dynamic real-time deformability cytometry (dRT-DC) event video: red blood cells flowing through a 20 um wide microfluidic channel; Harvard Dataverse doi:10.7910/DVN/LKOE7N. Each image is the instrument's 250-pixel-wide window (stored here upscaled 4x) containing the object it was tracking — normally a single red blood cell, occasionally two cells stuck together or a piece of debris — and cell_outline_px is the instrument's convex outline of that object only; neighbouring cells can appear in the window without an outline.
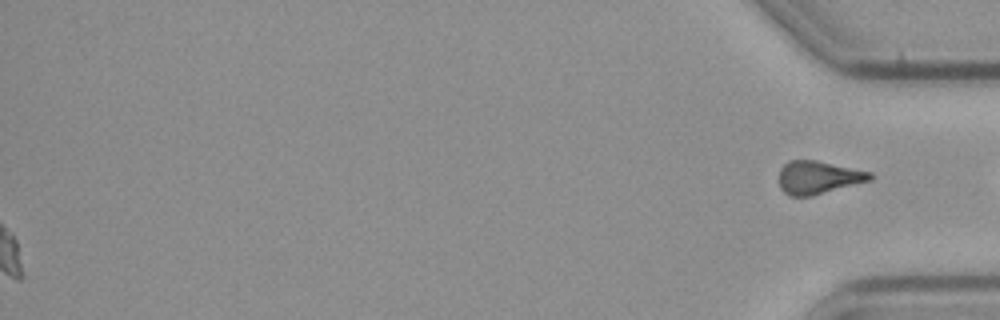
{"species": "common noctule bat (a hibernating species)", "species_latin": "Nyctalus noctula", "temperature_condition": "cold", "stored_images_in_passage": 59, "segment_of_instrument_passage": [2, 2], "camera_frame_rate_fps": 3000, "um_per_image_px": 0.085, "animal": {"sex": "male", "body_mass_g": 23.1, "forearm_length_mm": 52.7}, "frame": {"image": 1, "passage_image": 59, "time_ms": 19.333, "image_size_px": [1000, 320], "cell_outline_px": [[872, 180], [812, 196], [792, 196], [784, 192], [780, 188], [780, 168], [788, 160], [816, 160], [872, 172]], "centroid_in_image_um": [69.56, 15.08], "position_along_channel_um": 365.6, "area_um2": 17.51}}